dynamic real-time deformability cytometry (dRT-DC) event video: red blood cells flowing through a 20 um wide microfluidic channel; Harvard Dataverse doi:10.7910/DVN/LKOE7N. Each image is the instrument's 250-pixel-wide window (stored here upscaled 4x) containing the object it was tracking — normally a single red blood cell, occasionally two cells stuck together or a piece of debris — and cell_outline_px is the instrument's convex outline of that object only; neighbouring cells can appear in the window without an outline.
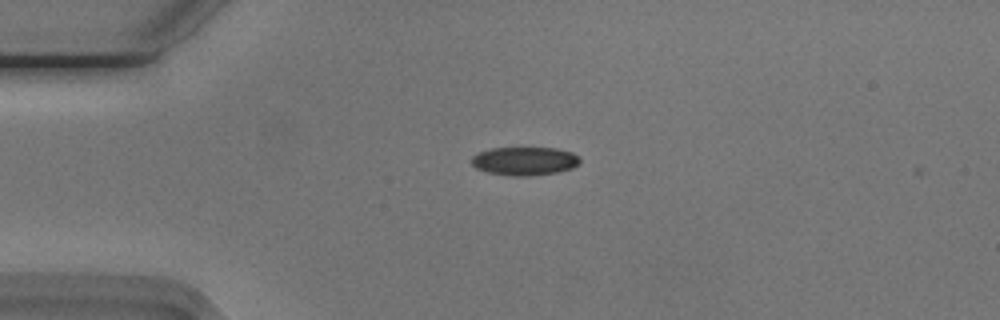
{"species": "Egyptian fruit bat (a non-hibernating species)", "species_latin": "Rousettus aegyptiacus", "temperature_condition": "cold", "stored_images_in_passage": 4, "camera_frame_rate_fps": 3000, "um_per_image_px": 0.085, "animal": {"sex": "male"}, "frame": {"image": 1, "passage_image": 1, "time_ms": 0.0, "image_size_px": [1000, 320], "cell_outline_px": [[580, 160], [572, 168], [556, 172], [532, 176], [512, 176], [488, 172], [476, 168], [472, 164], [472, 156], [480, 152], [492, 148], [556, 148], [572, 152]], "centroid_in_image_um": [44.57, 13.69], "position_along_channel_um": 40.4, "area_um2": 17.74}}